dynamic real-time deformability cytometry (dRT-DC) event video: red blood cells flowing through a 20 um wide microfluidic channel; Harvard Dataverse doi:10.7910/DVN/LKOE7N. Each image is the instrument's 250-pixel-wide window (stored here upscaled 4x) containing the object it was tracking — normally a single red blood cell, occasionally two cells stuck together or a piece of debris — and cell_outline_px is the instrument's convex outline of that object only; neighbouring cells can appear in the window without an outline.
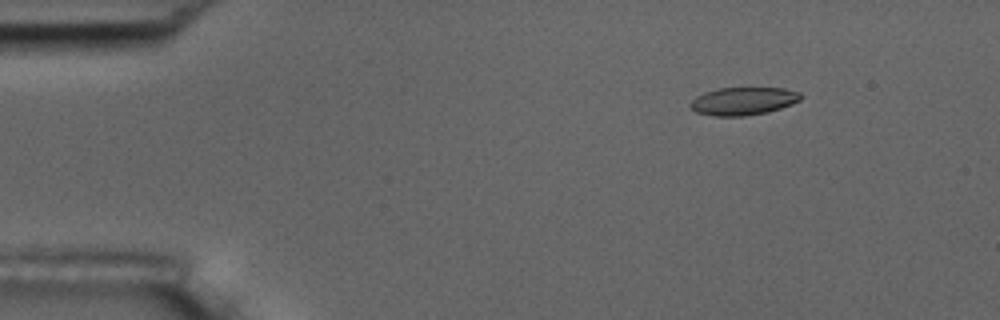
{"species": "common noctule bat (a hibernating species)", "species_latin": "Nyctalus noctula", "temperature_condition": "room temperature", "stored_images_in_passage": 5, "camera_frame_rate_fps": 3000, "um_per_image_px": 0.085, "animal": {"sex": "male", "body_mass_g": 17.5, "forearm_length_mm": 52.3}, "frame": {"image": 1, "passage_image": 2, "time_ms": 1.0, "image_size_px": [1000, 320], "cell_outline_px": [[804, 96], [800, 100], [792, 104], [768, 112], [744, 116], [712, 116], [696, 112], [688, 104], [696, 96], [704, 92], [720, 88], [784, 88], [800, 92]], "centroid_in_image_um": [63.19, 8.59], "position_along_channel_um": 21.8, "area_um2": 18.03}}